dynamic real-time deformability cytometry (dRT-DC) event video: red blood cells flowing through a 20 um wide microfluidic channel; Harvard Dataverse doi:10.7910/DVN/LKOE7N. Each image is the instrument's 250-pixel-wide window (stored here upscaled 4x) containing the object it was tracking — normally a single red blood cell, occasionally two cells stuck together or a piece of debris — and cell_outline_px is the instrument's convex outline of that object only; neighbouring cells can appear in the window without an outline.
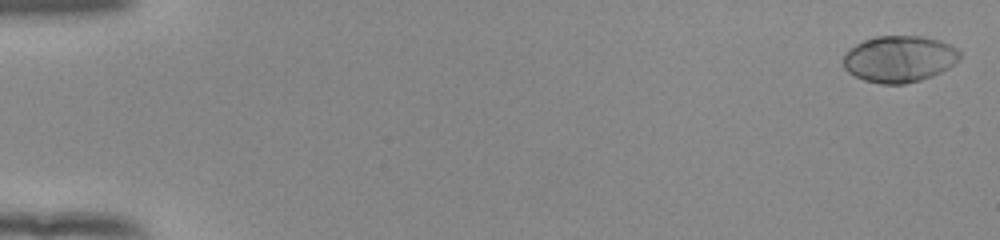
{"species": "human", "species_latin": "Homo sapiens", "temperature_condition": "room temperature", "stored_images_in_passage": 55, "camera_frame_rate_fps": 3000, "um_per_image_px": 0.085, "donor": {"sex": "female"}, "frame": {"image": 1, "passage_image": 2, "time_ms": 0.333, "image_size_px": [1000, 240], "cell_outline_px": [[960, 60], [948, 68], [932, 76], [920, 80], [904, 84], [880, 84], [864, 80], [848, 72], [844, 68], [844, 56], [856, 44], [864, 40], [876, 36], [920, 36], [940, 40], [952, 44], [960, 52]], "centroid_in_image_um": [76.48, 5.01], "position_along_channel_um": 8.5, "area_um2": 31.56}}
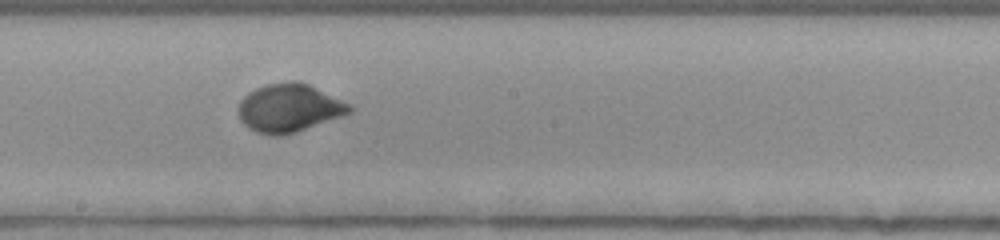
{"frame": {"image": 2, "passage_image": 32, "time_ms": 10.333, "image_size_px": [1000, 240], "cell_outline_px": [[352, 112], [296, 132], [280, 136], [272, 136], [256, 132], [248, 128], [240, 120], [240, 100], [248, 92], [256, 88], [268, 84], [288, 80], [300, 80], [352, 104]], "centroid_in_image_um": [24.59, 9.16], "position_along_channel_um": 223.6, "area_um2": 31.33}}
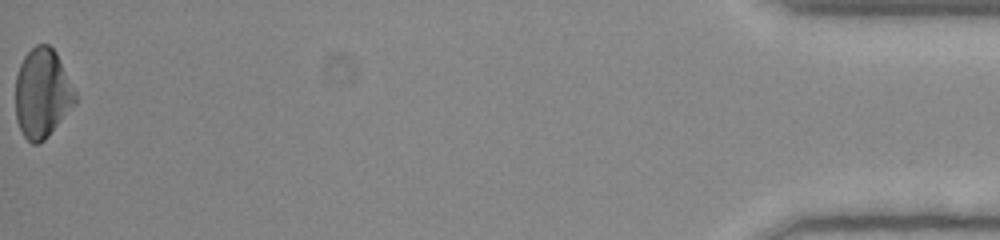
{"frame": {"image": 3, "passage_image": 55, "time_ms": 18.0, "image_size_px": [1000, 240], "cell_outline_px": [[76, 104], [48, 136], [44, 140], [36, 144], [32, 144], [24, 136], [16, 120], [16, 76], [20, 64], [24, 56], [36, 44], [48, 44], [56, 52], [76, 92]], "centroid_in_image_um": [3.6, 7.93], "position_along_channel_um": 431.6, "area_um2": 31.04}, "authors_computed_cell_mechanics": {"area_um2": 30.5184, "velocity_mm_per_s": 3.8964, "shape_relaxation_time_tau1_ms": 2.789, "shape_relaxation_time_tau2_ms": null, "deformation_change_tau1": 0.1839, "deformation_change_tau2": null}}